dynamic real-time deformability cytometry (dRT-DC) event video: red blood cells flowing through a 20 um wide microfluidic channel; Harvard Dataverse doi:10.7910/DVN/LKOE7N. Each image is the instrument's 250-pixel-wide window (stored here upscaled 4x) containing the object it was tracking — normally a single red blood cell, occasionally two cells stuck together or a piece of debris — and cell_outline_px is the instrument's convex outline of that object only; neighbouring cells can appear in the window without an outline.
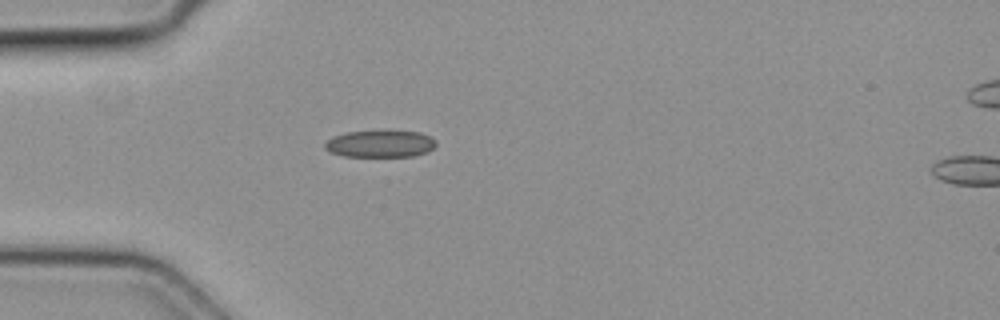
{"species": "common noctule bat (a hibernating species)", "species_latin": "Nyctalus noctula", "temperature_condition": "cold", "stored_images_in_passage": 2, "camera_frame_rate_fps": 3000, "um_per_image_px": 0.085, "animal": {"sex": "female", "body_mass_g": 19.3, "forearm_length_mm": 54.1}, "frame": {"image": 1, "passage_image": 1, "time_ms": 0.0, "image_size_px": [1000, 320], "cell_outline_px": [[436, 144], [432, 148], [424, 152], [412, 156], [344, 156], [332, 152], [324, 148], [324, 144], [332, 136], [348, 132], [420, 132], [436, 140]], "centroid_in_image_um": [32.29, 12.23], "position_along_channel_um": 52.7, "area_um2": 16.94}}